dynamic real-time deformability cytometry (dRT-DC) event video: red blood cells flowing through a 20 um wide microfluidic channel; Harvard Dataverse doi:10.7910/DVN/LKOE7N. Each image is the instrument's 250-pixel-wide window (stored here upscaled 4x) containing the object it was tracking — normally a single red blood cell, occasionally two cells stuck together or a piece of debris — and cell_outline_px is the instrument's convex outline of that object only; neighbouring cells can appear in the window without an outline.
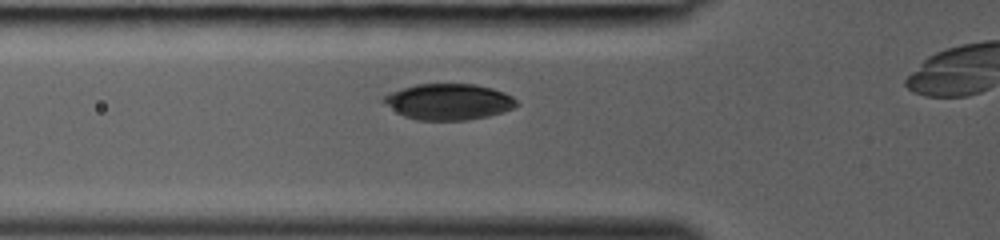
{"species": "common noctule bat (a hibernating species)", "species_latin": "Nyctalus noctula", "temperature_condition": "room temperature", "stored_images_in_passage": 14, "camera_frame_rate_fps": 3000, "um_per_image_px": 0.085, "animal": {"sex": "female", "body_mass_g": 19.0, "forearm_length_mm": 53.3}, "frame": {"image": 1, "passage_image": 5, "time_ms": 1.333, "image_size_px": [1000, 240], "cell_outline_px": [[520, 104], [504, 112], [488, 116], [468, 120], [416, 120], [404, 116], [384, 104], [380, 100], [384, 96], [392, 92], [416, 84], [476, 84], [492, 88], [504, 92], [512, 96]], "centroid_in_image_um": [38.15, 8.65], "position_along_channel_um": 87.6, "area_um2": 27.98}}
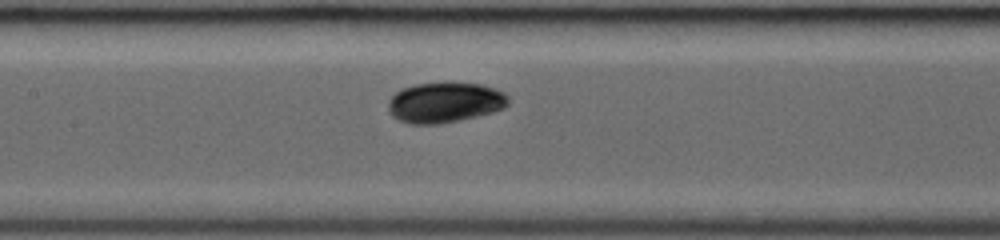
{"frame": {"image": 2, "passage_image": 10, "time_ms": 3.0, "image_size_px": [1000, 240], "cell_outline_px": [[508, 104], [504, 108], [492, 112], [460, 120], [436, 124], [408, 124], [392, 116], [388, 108], [388, 100], [396, 92], [412, 84], [444, 80], [484, 84], [496, 88], [504, 92], [508, 96]], "centroid_in_image_um": [37.82, 8.66], "position_along_channel_um": 169.6, "area_um2": 29.02}}
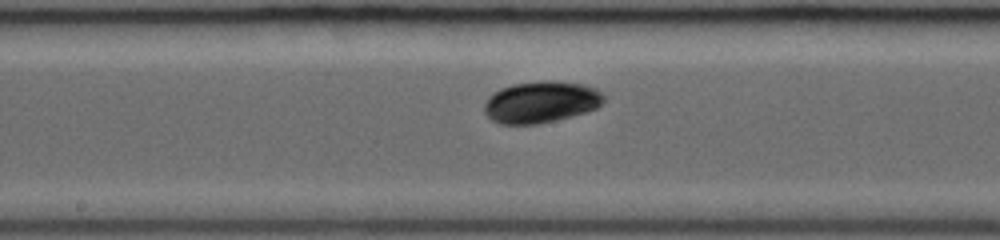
{"frame": {"image": 3, "passage_image": 12, "time_ms": 3.667, "image_size_px": [1000, 240], "cell_outline_px": [[604, 100], [596, 108], [572, 116], [540, 124], [500, 124], [492, 120], [484, 112], [484, 104], [488, 96], [500, 88], [512, 84], [544, 80], [552, 80], [584, 84], [596, 88], [604, 96]], "centroid_in_image_um": [45.96, 8.66], "position_along_channel_um": 202.2, "area_um2": 29.13}}